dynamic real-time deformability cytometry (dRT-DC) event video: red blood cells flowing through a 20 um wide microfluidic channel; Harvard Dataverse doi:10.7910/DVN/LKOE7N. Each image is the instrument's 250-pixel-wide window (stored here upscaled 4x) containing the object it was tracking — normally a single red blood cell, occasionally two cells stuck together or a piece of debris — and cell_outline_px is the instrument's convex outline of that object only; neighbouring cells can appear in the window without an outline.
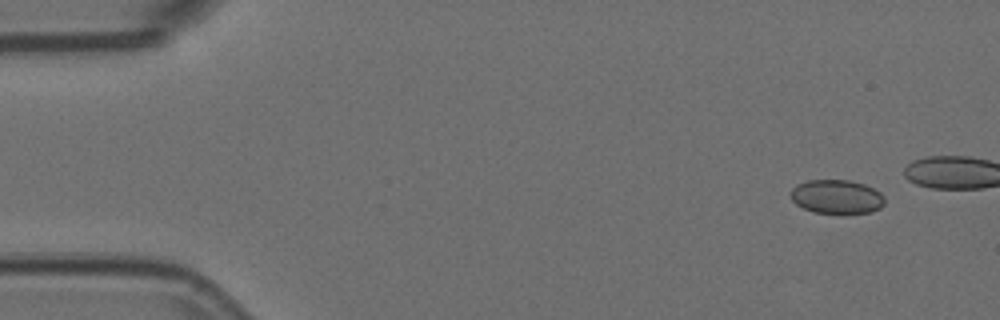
{"species": "Egyptian fruit bat (a non-hibernating species)", "species_latin": "Rousettus aegyptiacus", "temperature_condition": "room temperature", "stored_images_in_passage": 12, "camera_frame_rate_fps": 3000, "um_per_image_px": 0.085, "animal": {"sex": "female"}, "frame": {"image": 1, "passage_image": 1, "time_ms": 0.0, "image_size_px": [1000, 320], "cell_outline_px": [[884, 204], [880, 208], [872, 212], [812, 212], [796, 204], [792, 200], [792, 188], [796, 184], [808, 180], [848, 180], [864, 184], [880, 192], [884, 196]], "centroid_in_image_um": [71.12, 16.7], "position_along_channel_um": 13.9, "area_um2": 18.32}}
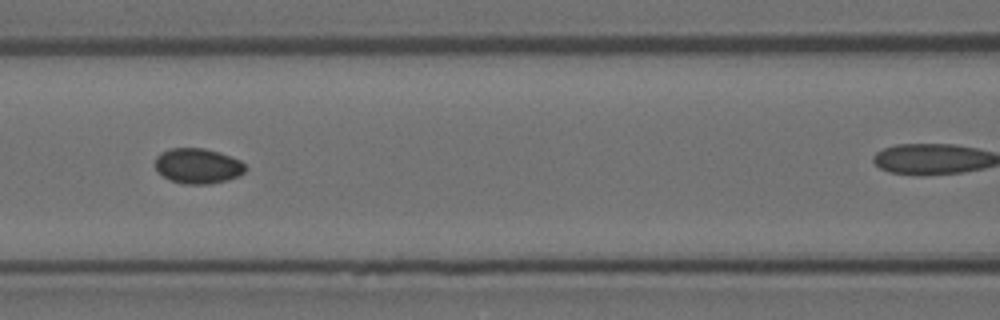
{"frame": {"image": 2, "passage_image": 6, "time_ms": 1.667, "image_size_px": [1000, 320], "cell_outline_px": [[248, 168], [240, 176], [228, 180], [208, 184], [184, 184], [168, 180], [156, 168], [156, 156], [160, 152], [172, 148], [204, 148], [240, 160]], "centroid_in_image_um": [16.82, 14.11], "position_along_channel_um": 149.8, "area_um2": 18.5}}
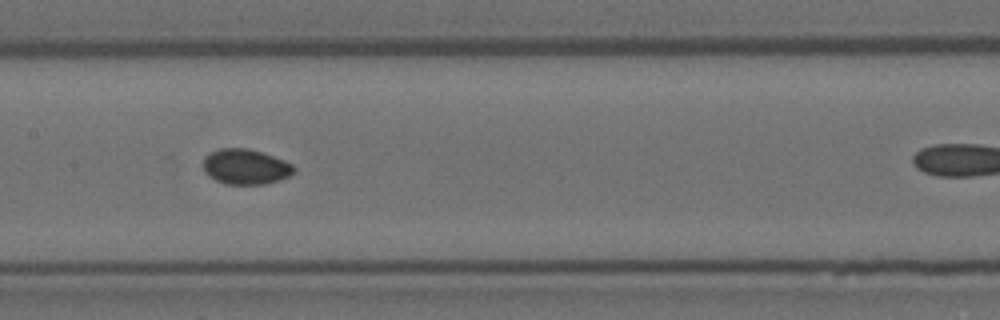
{"frame": {"image": 3, "passage_image": 7, "time_ms": 2.0, "image_size_px": [1000, 320], "cell_outline_px": [[296, 168], [288, 176], [280, 180], [264, 184], [224, 184], [208, 176], [204, 172], [204, 156], [220, 148], [248, 148], [284, 160], [292, 164]], "centroid_in_image_um": [20.85, 14.18], "position_along_channel_um": 186.5, "area_um2": 18.55}}